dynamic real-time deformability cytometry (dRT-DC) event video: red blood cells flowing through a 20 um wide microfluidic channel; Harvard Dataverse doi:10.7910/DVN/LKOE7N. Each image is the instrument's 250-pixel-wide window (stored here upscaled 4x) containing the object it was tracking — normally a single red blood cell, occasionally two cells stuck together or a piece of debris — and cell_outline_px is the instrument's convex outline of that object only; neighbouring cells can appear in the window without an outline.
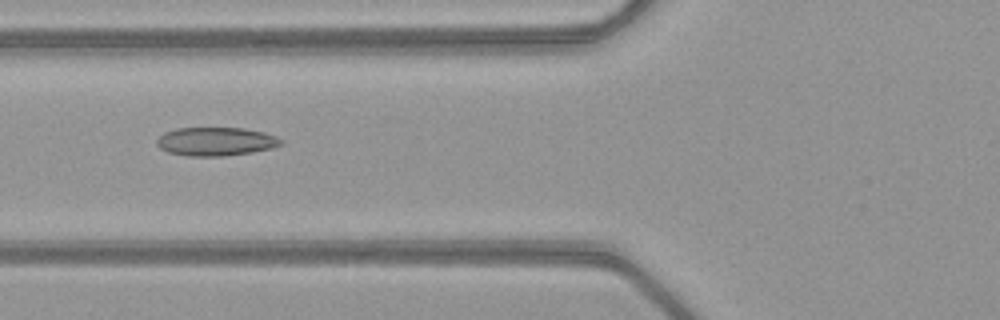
{"species": "common noctule bat (a hibernating species)", "species_latin": "Nyctalus noctula", "temperature_condition": "warm", "stored_images_in_passage": 45, "camera_frame_rate_fps": 3000, "um_per_image_px": 0.085, "animal": {"sex": "female", "body_mass_g": 21.9}, "frame": {"image": 1, "passage_image": 14, "time_ms": 4.333, "image_size_px": [1000, 320], "cell_outline_px": [[284, 144], [272, 148], [252, 152], [224, 156], [188, 156], [168, 152], [160, 148], [156, 144], [156, 140], [164, 132], [176, 128], [244, 128], [264, 132], [276, 136], [284, 140]], "centroid_in_image_um": [18.37, 12.02], "position_along_channel_um": 107.4, "area_um2": 20.81}}
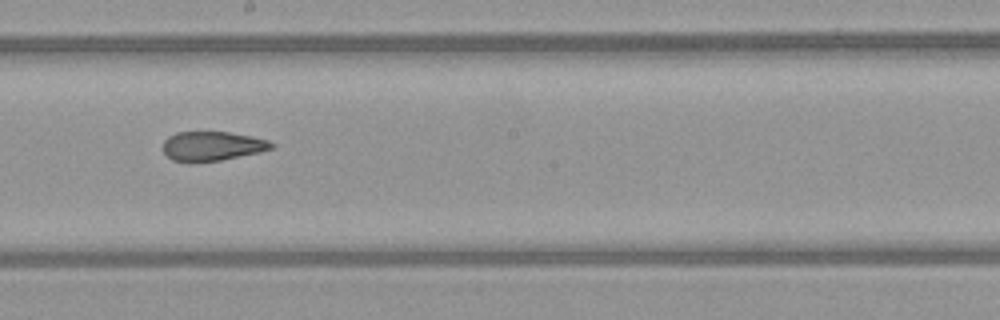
{"frame": {"image": 2, "passage_image": 23, "time_ms": 7.333, "image_size_px": [1000, 320], "cell_outline_px": [[276, 144], [272, 148], [260, 152], [220, 160], [192, 164], [172, 160], [164, 152], [164, 140], [168, 136], [176, 132], [228, 132], [252, 136], [268, 140]], "centroid_in_image_um": [18.02, 12.43], "position_along_channel_um": 230.2, "area_um2": 18.79}}
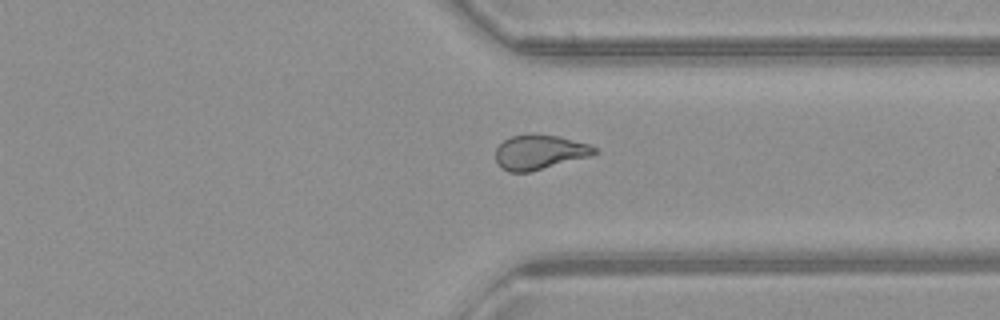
{"frame": {"image": 3, "passage_image": 33, "time_ms": 10.667, "image_size_px": [1000, 320], "cell_outline_px": [[600, 152], [588, 156], [528, 172], [508, 172], [500, 168], [496, 160], [496, 148], [504, 140], [512, 136], [528, 132], [560, 136], [588, 144], [596, 148]], "centroid_in_image_um": [45.82, 12.9], "position_along_channel_um": 365.6, "area_um2": 20.0}, "authors_computed_cell_mechanics": {"area_um2": 20.4612, "velocity_mm_per_s": 4.0716, "shape_relaxation_time_tau1_ms": null, "shape_relaxation_time_tau2_ms": 1.8134, "deformation_change_tau1": null, "deformation_change_tau2": 0.0966}}